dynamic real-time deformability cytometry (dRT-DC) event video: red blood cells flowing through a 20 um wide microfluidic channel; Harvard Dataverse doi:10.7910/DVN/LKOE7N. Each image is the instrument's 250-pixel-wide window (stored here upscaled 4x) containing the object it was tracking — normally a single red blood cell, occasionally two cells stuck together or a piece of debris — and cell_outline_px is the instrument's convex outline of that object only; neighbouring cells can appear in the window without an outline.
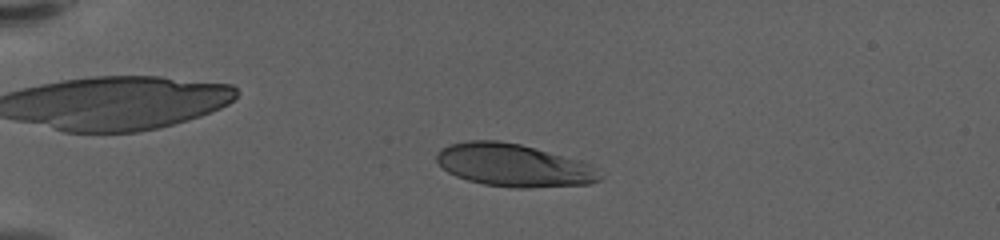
{"species": "human", "species_latin": "Homo sapiens", "temperature_condition": "warm", "stored_images_in_passage": 40, "camera_frame_rate_fps": 3000, "um_per_image_px": 0.085, "donor": {"sex": "female"}, "frame": {"image": 1, "passage_image": 11, "time_ms": 3.333, "image_size_px": [1000, 240], "cell_outline_px": [[604, 176], [600, 180], [588, 184], [528, 188], [516, 188], [484, 184], [468, 180], [456, 176], [448, 172], [436, 160], [436, 156], [440, 148], [448, 144], [468, 140], [496, 140], [520, 144], [584, 160], [592, 164]], "centroid_in_image_um": [43.71, 14.04], "position_along_channel_um": 41.3, "area_um2": 41.1}}
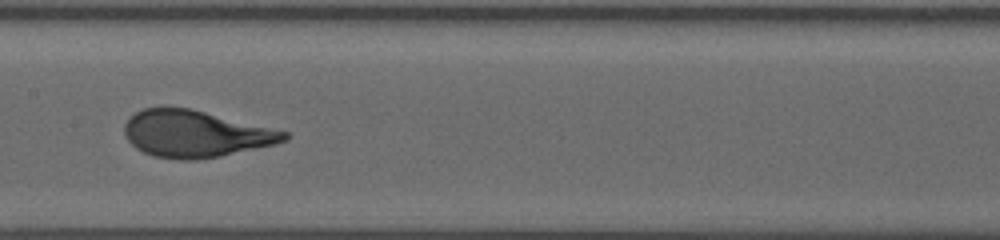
{"frame": {"image": 2, "passage_image": 23, "time_ms": 7.333, "image_size_px": [1000, 240], "cell_outline_px": [[292, 136], [288, 140], [276, 144], [220, 156], [196, 160], [184, 160], [152, 156], [136, 148], [128, 140], [124, 132], [124, 124], [128, 116], [144, 108], [160, 104], [164, 104], [192, 108], [288, 132]], "centroid_in_image_um": [16.58, 11.34], "position_along_channel_um": 190.8, "area_um2": 44.39}}
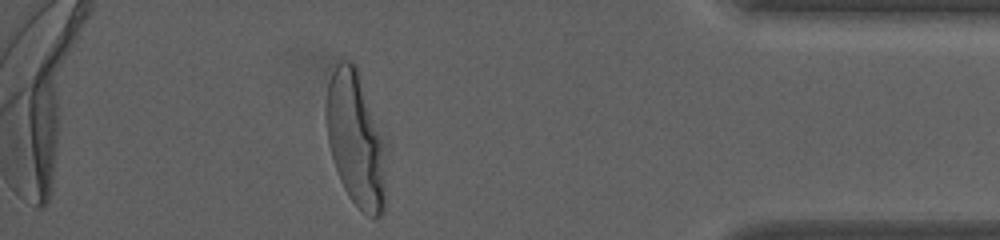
{"frame": {"image": 3, "passage_image": 36, "time_ms": 11.667, "image_size_px": [1000, 240], "cell_outline_px": [[388, 152], [384, 208], [380, 216], [376, 220], [372, 220], [348, 196], [340, 180], [328, 144], [324, 116], [328, 84], [332, 72], [336, 64], [340, 60], [352, 60], [356, 64], [388, 132]], "centroid_in_image_um": [30.34, 11.77], "position_along_channel_um": 404.9, "area_um2": 50.17}}